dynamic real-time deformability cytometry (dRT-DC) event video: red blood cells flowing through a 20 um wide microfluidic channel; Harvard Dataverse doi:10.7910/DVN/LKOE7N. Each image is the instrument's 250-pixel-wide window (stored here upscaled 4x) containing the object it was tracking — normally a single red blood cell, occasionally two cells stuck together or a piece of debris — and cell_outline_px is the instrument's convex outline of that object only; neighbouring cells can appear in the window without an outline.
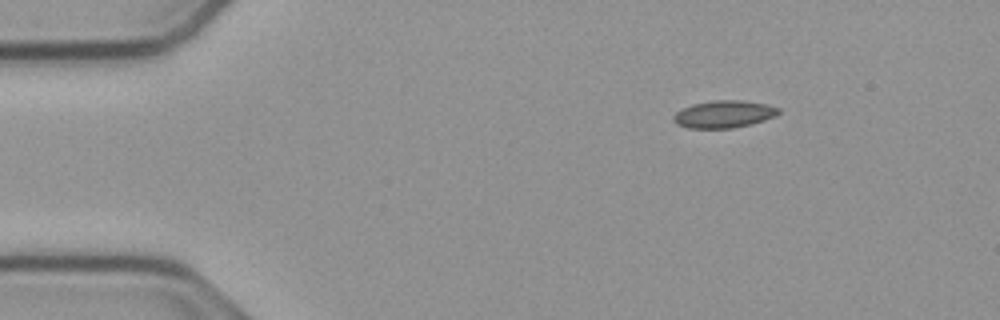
{"species": "common noctule bat (a hibernating species)", "species_latin": "Nyctalus noctula", "temperature_condition": "cold", "stored_images_in_passage": 8, "camera_frame_rate_fps": 3000, "um_per_image_px": 0.085, "animal": {"sex": "male", "body_mass_g": 23.1, "forearm_length_mm": 52.7}, "frame": {"image": 1, "passage_image": 1, "time_ms": 0.0, "image_size_px": [1000, 320], "cell_outline_px": [[780, 112], [776, 116], [764, 120], [732, 128], [688, 128], [676, 124], [672, 120], [672, 116], [676, 112], [692, 104], [716, 100], [740, 100], [768, 104], [780, 108]], "centroid_in_image_um": [61.53, 9.7], "position_along_channel_um": 23.5, "area_um2": 16.7}}